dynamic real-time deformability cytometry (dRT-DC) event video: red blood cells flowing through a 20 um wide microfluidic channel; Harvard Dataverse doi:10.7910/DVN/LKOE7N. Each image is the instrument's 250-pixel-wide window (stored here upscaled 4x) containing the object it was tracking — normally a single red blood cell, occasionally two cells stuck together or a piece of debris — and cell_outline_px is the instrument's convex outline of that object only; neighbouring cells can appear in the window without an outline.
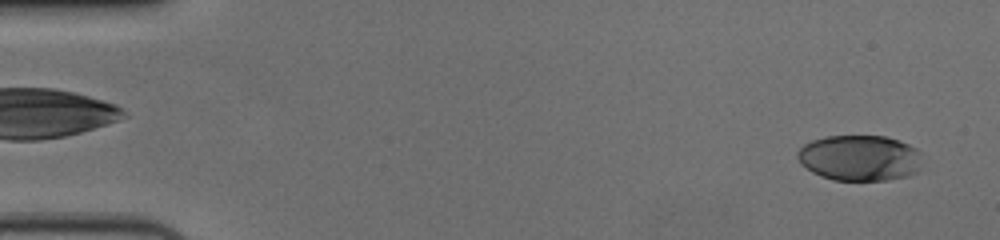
{"species": "human", "species_latin": "Homo sapiens", "temperature_condition": "cold", "stored_images_in_passage": 5, "camera_frame_rate_fps": 3000, "um_per_image_px": 0.085, "donor": {"sex": "female"}, "frame": {"image": 1, "passage_image": 3, "time_ms": 0.667, "image_size_px": [1000, 240], "cell_outline_px": [[920, 152], [916, 172], [908, 176], [888, 180], [832, 180], [820, 176], [812, 172], [800, 164], [796, 156], [796, 152], [804, 144], [812, 140], [824, 136], [884, 136], [900, 140], [916, 148]], "centroid_in_image_um": [73.01, 13.42], "position_along_channel_um": 12.0, "area_um2": 33.35}}